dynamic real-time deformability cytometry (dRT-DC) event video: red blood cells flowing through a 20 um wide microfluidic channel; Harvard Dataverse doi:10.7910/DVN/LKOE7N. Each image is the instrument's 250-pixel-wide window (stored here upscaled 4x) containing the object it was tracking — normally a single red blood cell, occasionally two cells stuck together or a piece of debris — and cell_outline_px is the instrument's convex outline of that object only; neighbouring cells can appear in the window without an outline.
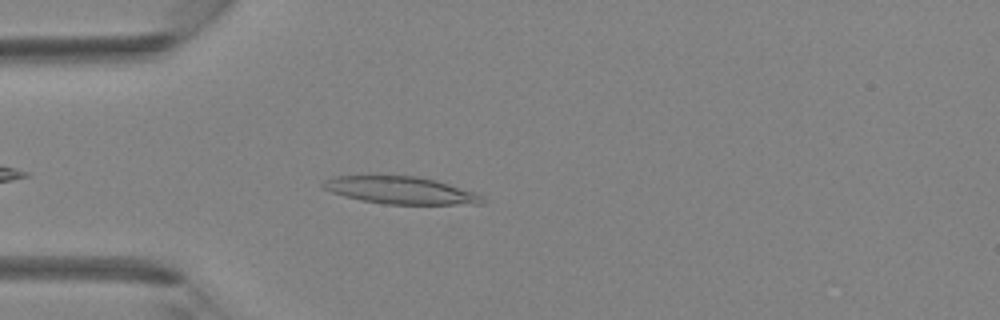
{"species": "Egyptian fruit bat (a non-hibernating species)", "species_latin": "Rousettus aegyptiacus", "temperature_condition": "room temperature", "stored_images_in_passage": 34, "camera_frame_rate_fps": 3000, "um_per_image_px": 0.085, "animal": {"sex": "female"}, "frame": {"image": 1, "passage_image": 4, "time_ms": 1.0, "image_size_px": [1000, 320], "cell_outline_px": [[484, 204], [384, 204], [360, 200], [344, 196], [332, 192], [324, 188], [320, 184], [324, 180], [336, 176], [368, 172], [372, 172], [416, 176], [436, 180], [476, 192], [484, 200]], "centroid_in_image_um": [33.95, 16.12], "position_along_channel_um": 51.1, "area_um2": 26.47}}
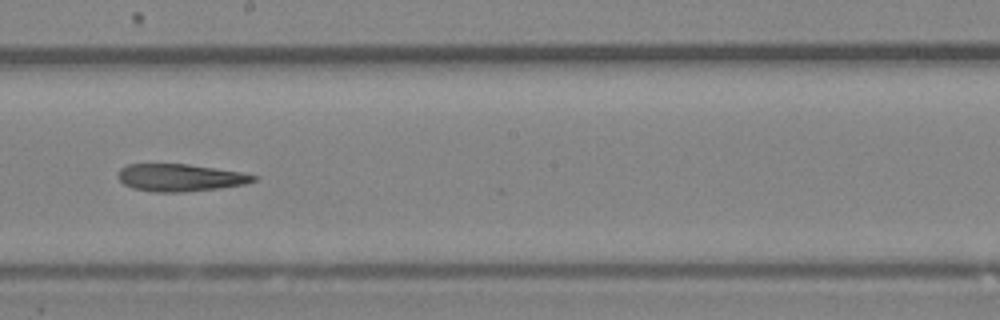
{"frame": {"image": 2, "passage_image": 16, "time_ms": 5.0, "image_size_px": [1000, 320], "cell_outline_px": [[256, 180], [244, 184], [220, 188], [184, 192], [152, 192], [132, 188], [124, 184], [116, 176], [120, 168], [128, 164], [188, 164], [244, 172], [256, 176]], "centroid_in_image_um": [15.29, 15.1], "position_along_channel_um": 232.9, "area_um2": 21.73}}
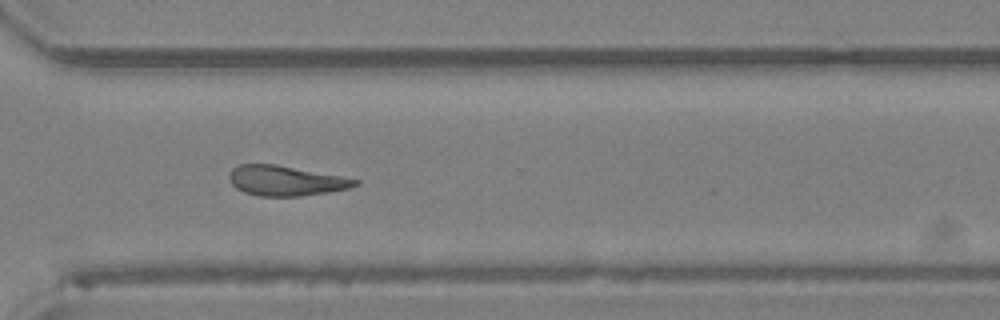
{"frame": {"image": 3, "passage_image": 23, "time_ms": 7.333, "image_size_px": [1000, 320], "cell_outline_px": [[360, 184], [348, 188], [328, 192], [300, 196], [260, 196], [244, 192], [236, 188], [232, 184], [228, 176], [232, 168], [240, 164], [276, 164], [340, 176], [360, 180]], "centroid_in_image_um": [24.27, 15.36], "position_along_channel_um": 346.3, "area_um2": 21.91}}